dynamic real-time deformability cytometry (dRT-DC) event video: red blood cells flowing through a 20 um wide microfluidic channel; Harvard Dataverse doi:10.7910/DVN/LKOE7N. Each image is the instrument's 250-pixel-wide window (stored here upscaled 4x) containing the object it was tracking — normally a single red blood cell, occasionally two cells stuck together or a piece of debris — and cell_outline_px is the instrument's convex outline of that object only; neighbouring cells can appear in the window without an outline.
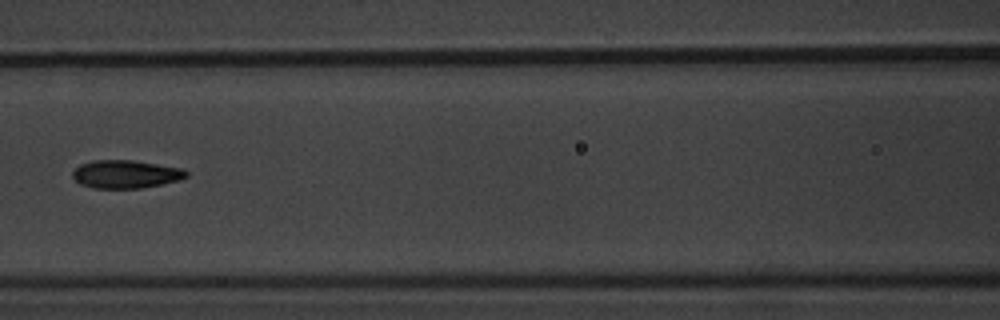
{"species": "common noctule bat (a hibernating species)", "species_latin": "Nyctalus noctula", "temperature_condition": "warm", "stored_images_in_passage": 6, "camera_frame_rate_fps": 3000, "um_per_image_px": 0.085, "animal": {"sex": "male", "body_mass_g": 20.1, "forearm_length_mm": 53.5}, "frame": {"image": 1, "passage_image": 6, "time_ms": 6.667, "image_size_px": [1000, 320], "cell_outline_px": [[188, 176], [180, 180], [140, 188], [92, 188], [80, 184], [72, 176], [72, 172], [80, 164], [92, 160], [132, 160], [184, 168], [188, 172]], "centroid_in_image_um": [10.69, 14.8], "position_along_channel_um": 155.9, "area_um2": 18.67}}